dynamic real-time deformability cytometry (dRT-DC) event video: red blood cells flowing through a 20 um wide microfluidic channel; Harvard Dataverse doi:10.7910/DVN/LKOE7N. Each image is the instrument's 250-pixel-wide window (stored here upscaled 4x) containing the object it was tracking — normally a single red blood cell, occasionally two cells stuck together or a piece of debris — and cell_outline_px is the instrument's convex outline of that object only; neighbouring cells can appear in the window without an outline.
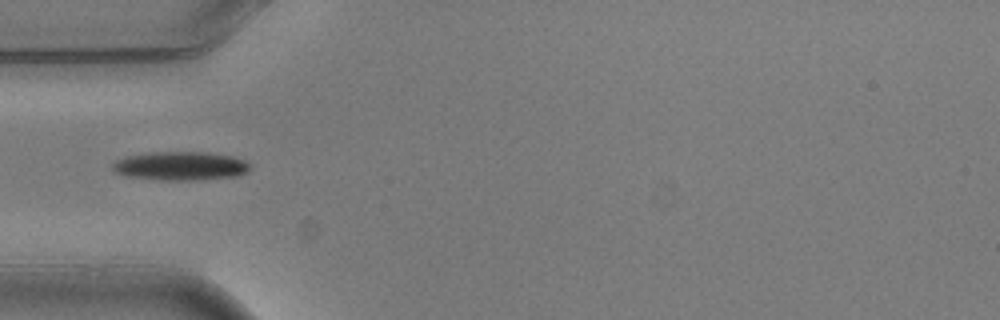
{"species": "common noctule bat (a hibernating species)", "species_latin": "Nyctalus noctula", "temperature_condition": "warm", "stored_images_in_passage": 1, "camera_frame_rate_fps": 3000, "um_per_image_px": 0.085, "animal": {"sex": "male", "body_mass_g": 20.5, "forearm_length_mm": 52.5}, "frame": {"image": 1, "passage_image": 1, "time_ms": 0.0, "image_size_px": [1000, 320], "cell_outline_px": [[248, 172], [236, 176], [196, 180], [160, 180], [124, 176], [116, 172], [112, 168], [112, 164], [116, 160], [124, 156], [148, 152], [208, 152], [232, 156], [244, 160], [248, 164]], "centroid_in_image_um": [15.29, 14.1], "position_along_channel_um": 69.7, "area_um2": 23.12}}